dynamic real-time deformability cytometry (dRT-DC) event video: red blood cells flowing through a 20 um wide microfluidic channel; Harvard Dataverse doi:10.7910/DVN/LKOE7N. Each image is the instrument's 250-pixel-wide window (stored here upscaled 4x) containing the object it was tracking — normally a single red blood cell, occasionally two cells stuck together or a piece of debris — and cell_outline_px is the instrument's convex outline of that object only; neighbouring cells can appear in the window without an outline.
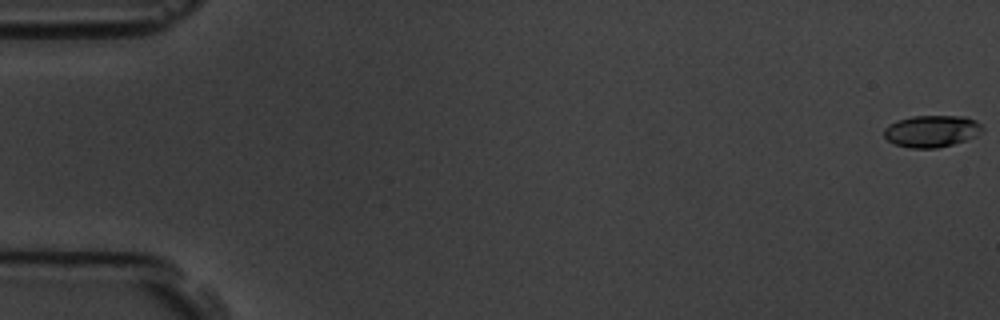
{"species": "common noctule bat (a hibernating species)", "species_latin": "Nyctalus noctula", "temperature_condition": "room temperature", "stored_images_in_passage": 58, "camera_frame_rate_fps": 3000, "um_per_image_px": 0.085, "animal": {"sex": "male", "body_mass_g": 19.5, "forearm_length_mm": 54.6}, "frame": {"image": 1, "passage_image": 1, "time_ms": 0.0, "image_size_px": [1000, 320], "cell_outline_px": [[984, 128], [976, 136], [952, 144], [936, 148], [912, 148], [896, 144], [888, 140], [884, 136], [884, 128], [888, 124], [912, 116], [964, 116], [976, 120]], "centroid_in_image_um": [79.19, 11.14], "position_along_channel_um": 5.8, "area_um2": 18.09}}
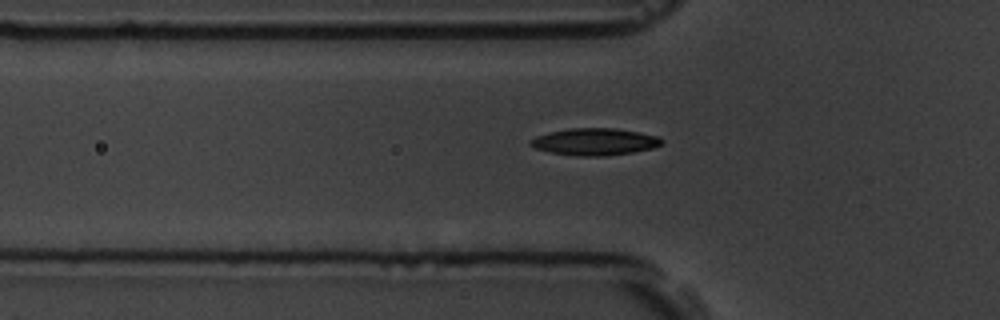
{"frame": {"image": 2, "passage_image": 20, "time_ms": 6.333, "image_size_px": [1000, 320], "cell_outline_px": [[664, 144], [652, 148], [632, 152], [604, 156], [580, 156], [552, 152], [536, 148], [528, 144], [528, 140], [536, 136], [548, 132], [568, 128], [616, 128], [660, 136], [664, 140]], "centroid_in_image_um": [50.57, 12.03], "position_along_channel_um": 75.2, "area_um2": 20.75}}
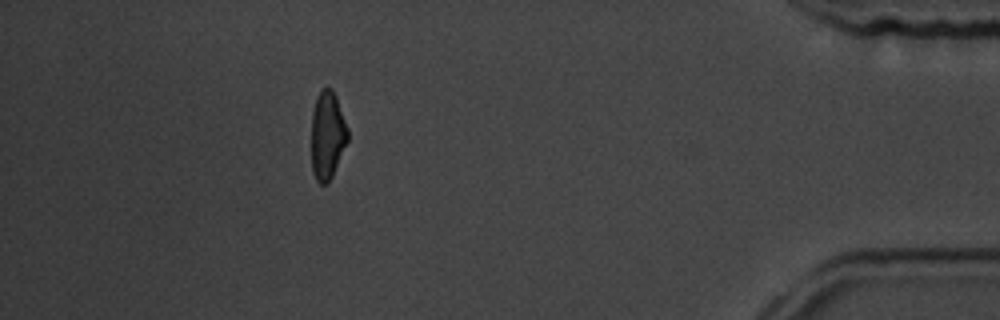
{"frame": {"image": 3, "passage_image": 52, "time_ms": 17.0, "image_size_px": [1000, 320], "cell_outline_px": [[348, 140], [332, 176], [324, 184], [320, 184], [316, 180], [312, 172], [312, 112], [316, 96], [320, 88], [332, 88], [336, 96], [348, 128]], "centroid_in_image_um": [27.82, 11.46], "position_along_channel_um": 407.4, "area_um2": 18.67}, "authors_computed_cell_mechanics": {"area_um2": 19.1029, "velocity_mm_per_s": 3.6024, "shape_relaxation_time_tau1_ms": 3.3567, "shape_relaxation_time_tau2_ms": 2.9994, "deformation_change_tau1": 0.1357, "deformation_change_tau2": 0.0905}}